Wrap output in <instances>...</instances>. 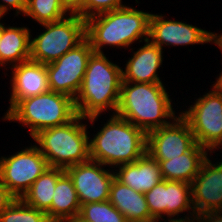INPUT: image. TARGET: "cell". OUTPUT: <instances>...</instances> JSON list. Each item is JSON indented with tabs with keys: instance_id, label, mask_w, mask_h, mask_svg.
Instances as JSON below:
<instances>
[{
	"instance_id": "1",
	"label": "cell",
	"mask_w": 222,
	"mask_h": 222,
	"mask_svg": "<svg viewBox=\"0 0 222 222\" xmlns=\"http://www.w3.org/2000/svg\"><path fill=\"white\" fill-rule=\"evenodd\" d=\"M164 84L122 82L115 114L146 134L168 125L180 112L173 108L176 103L172 102Z\"/></svg>"
},
{
	"instance_id": "2",
	"label": "cell",
	"mask_w": 222,
	"mask_h": 222,
	"mask_svg": "<svg viewBox=\"0 0 222 222\" xmlns=\"http://www.w3.org/2000/svg\"><path fill=\"white\" fill-rule=\"evenodd\" d=\"M150 15L132 5L92 16L85 20L86 39L96 53L108 46L129 50L136 41L149 39Z\"/></svg>"
},
{
	"instance_id": "3",
	"label": "cell",
	"mask_w": 222,
	"mask_h": 222,
	"mask_svg": "<svg viewBox=\"0 0 222 222\" xmlns=\"http://www.w3.org/2000/svg\"><path fill=\"white\" fill-rule=\"evenodd\" d=\"M104 53L93 52L76 96L77 114L88 118L108 112L115 114L120 99L122 67ZM111 111V112H109Z\"/></svg>"
},
{
	"instance_id": "4",
	"label": "cell",
	"mask_w": 222,
	"mask_h": 222,
	"mask_svg": "<svg viewBox=\"0 0 222 222\" xmlns=\"http://www.w3.org/2000/svg\"><path fill=\"white\" fill-rule=\"evenodd\" d=\"M102 127L89 137L90 160L115 168L133 163L146 153L147 134L126 119L109 114Z\"/></svg>"
},
{
	"instance_id": "5",
	"label": "cell",
	"mask_w": 222,
	"mask_h": 222,
	"mask_svg": "<svg viewBox=\"0 0 222 222\" xmlns=\"http://www.w3.org/2000/svg\"><path fill=\"white\" fill-rule=\"evenodd\" d=\"M101 116L85 118L77 115L64 125L39 131L32 137L33 142L50 167L66 170L76 164L87 162L90 160L89 135L91 134L88 129L90 126L95 128L93 125Z\"/></svg>"
},
{
	"instance_id": "6",
	"label": "cell",
	"mask_w": 222,
	"mask_h": 222,
	"mask_svg": "<svg viewBox=\"0 0 222 222\" xmlns=\"http://www.w3.org/2000/svg\"><path fill=\"white\" fill-rule=\"evenodd\" d=\"M75 100L70 96L48 91L20 100L5 116L4 121L28 128L32 138L39 131L64 125L77 116Z\"/></svg>"
},
{
	"instance_id": "7",
	"label": "cell",
	"mask_w": 222,
	"mask_h": 222,
	"mask_svg": "<svg viewBox=\"0 0 222 222\" xmlns=\"http://www.w3.org/2000/svg\"><path fill=\"white\" fill-rule=\"evenodd\" d=\"M38 34H31L30 59L42 64L58 60L85 38V20L78 14H69L60 21L40 24Z\"/></svg>"
},
{
	"instance_id": "8",
	"label": "cell",
	"mask_w": 222,
	"mask_h": 222,
	"mask_svg": "<svg viewBox=\"0 0 222 222\" xmlns=\"http://www.w3.org/2000/svg\"><path fill=\"white\" fill-rule=\"evenodd\" d=\"M210 87L208 92L195 97L187 109L178 111L188 122L196 143L216 153L222 150V92Z\"/></svg>"
},
{
	"instance_id": "9",
	"label": "cell",
	"mask_w": 222,
	"mask_h": 222,
	"mask_svg": "<svg viewBox=\"0 0 222 222\" xmlns=\"http://www.w3.org/2000/svg\"><path fill=\"white\" fill-rule=\"evenodd\" d=\"M29 145L7 157H0V181L16 198H22L33 182L50 167L38 147L34 143Z\"/></svg>"
},
{
	"instance_id": "10",
	"label": "cell",
	"mask_w": 222,
	"mask_h": 222,
	"mask_svg": "<svg viewBox=\"0 0 222 222\" xmlns=\"http://www.w3.org/2000/svg\"><path fill=\"white\" fill-rule=\"evenodd\" d=\"M93 52L89 41L85 38L58 60L46 64L50 91L63 93L75 99Z\"/></svg>"
},
{
	"instance_id": "11",
	"label": "cell",
	"mask_w": 222,
	"mask_h": 222,
	"mask_svg": "<svg viewBox=\"0 0 222 222\" xmlns=\"http://www.w3.org/2000/svg\"><path fill=\"white\" fill-rule=\"evenodd\" d=\"M167 19V20H166ZM213 32L186 23L170 19L161 13H152L149 19V40L163 49L165 46L212 45Z\"/></svg>"
},
{
	"instance_id": "12",
	"label": "cell",
	"mask_w": 222,
	"mask_h": 222,
	"mask_svg": "<svg viewBox=\"0 0 222 222\" xmlns=\"http://www.w3.org/2000/svg\"><path fill=\"white\" fill-rule=\"evenodd\" d=\"M196 144L188 122L179 114L168 125L147 133L146 152L157 162L171 160Z\"/></svg>"
},
{
	"instance_id": "13",
	"label": "cell",
	"mask_w": 222,
	"mask_h": 222,
	"mask_svg": "<svg viewBox=\"0 0 222 222\" xmlns=\"http://www.w3.org/2000/svg\"><path fill=\"white\" fill-rule=\"evenodd\" d=\"M65 171L72 178L81 205L109 200L110 186L115 177L113 168L89 160Z\"/></svg>"
},
{
	"instance_id": "14",
	"label": "cell",
	"mask_w": 222,
	"mask_h": 222,
	"mask_svg": "<svg viewBox=\"0 0 222 222\" xmlns=\"http://www.w3.org/2000/svg\"><path fill=\"white\" fill-rule=\"evenodd\" d=\"M215 154L217 158H213V153H210L203 161L199 173L191 183L196 216L208 211H222V158H218L222 154Z\"/></svg>"
},
{
	"instance_id": "15",
	"label": "cell",
	"mask_w": 222,
	"mask_h": 222,
	"mask_svg": "<svg viewBox=\"0 0 222 222\" xmlns=\"http://www.w3.org/2000/svg\"><path fill=\"white\" fill-rule=\"evenodd\" d=\"M9 106L4 116L22 99L50 91L46 65L31 59L11 66Z\"/></svg>"
},
{
	"instance_id": "16",
	"label": "cell",
	"mask_w": 222,
	"mask_h": 222,
	"mask_svg": "<svg viewBox=\"0 0 222 222\" xmlns=\"http://www.w3.org/2000/svg\"><path fill=\"white\" fill-rule=\"evenodd\" d=\"M142 45L138 49L130 48L133 54L130 53L131 57L122 68V82L164 83L158 75L163 64L164 49L154 45L149 39Z\"/></svg>"
},
{
	"instance_id": "17",
	"label": "cell",
	"mask_w": 222,
	"mask_h": 222,
	"mask_svg": "<svg viewBox=\"0 0 222 222\" xmlns=\"http://www.w3.org/2000/svg\"><path fill=\"white\" fill-rule=\"evenodd\" d=\"M113 170L118 181L143 194L163 180L159 163L147 152L133 163L116 166Z\"/></svg>"
},
{
	"instance_id": "18",
	"label": "cell",
	"mask_w": 222,
	"mask_h": 222,
	"mask_svg": "<svg viewBox=\"0 0 222 222\" xmlns=\"http://www.w3.org/2000/svg\"><path fill=\"white\" fill-rule=\"evenodd\" d=\"M31 31L27 25L17 27L1 22L0 69L4 67L5 71L30 59Z\"/></svg>"
},
{
	"instance_id": "19",
	"label": "cell",
	"mask_w": 222,
	"mask_h": 222,
	"mask_svg": "<svg viewBox=\"0 0 222 222\" xmlns=\"http://www.w3.org/2000/svg\"><path fill=\"white\" fill-rule=\"evenodd\" d=\"M108 201L128 222H157L150 214L145 195L122 184L115 177L110 186Z\"/></svg>"
},
{
	"instance_id": "20",
	"label": "cell",
	"mask_w": 222,
	"mask_h": 222,
	"mask_svg": "<svg viewBox=\"0 0 222 222\" xmlns=\"http://www.w3.org/2000/svg\"><path fill=\"white\" fill-rule=\"evenodd\" d=\"M210 152L196 143L188 152L171 160L158 161L163 180L192 183Z\"/></svg>"
},
{
	"instance_id": "21",
	"label": "cell",
	"mask_w": 222,
	"mask_h": 222,
	"mask_svg": "<svg viewBox=\"0 0 222 222\" xmlns=\"http://www.w3.org/2000/svg\"><path fill=\"white\" fill-rule=\"evenodd\" d=\"M80 207L72 178L65 171L56 182L47 218L50 222H67L79 215Z\"/></svg>"
},
{
	"instance_id": "22",
	"label": "cell",
	"mask_w": 222,
	"mask_h": 222,
	"mask_svg": "<svg viewBox=\"0 0 222 222\" xmlns=\"http://www.w3.org/2000/svg\"><path fill=\"white\" fill-rule=\"evenodd\" d=\"M64 172L61 168H47L21 199L31 207L46 213L51 207L56 182Z\"/></svg>"
},
{
	"instance_id": "23",
	"label": "cell",
	"mask_w": 222,
	"mask_h": 222,
	"mask_svg": "<svg viewBox=\"0 0 222 222\" xmlns=\"http://www.w3.org/2000/svg\"><path fill=\"white\" fill-rule=\"evenodd\" d=\"M191 216H196L192 204L191 184L166 180V218Z\"/></svg>"
},
{
	"instance_id": "24",
	"label": "cell",
	"mask_w": 222,
	"mask_h": 222,
	"mask_svg": "<svg viewBox=\"0 0 222 222\" xmlns=\"http://www.w3.org/2000/svg\"><path fill=\"white\" fill-rule=\"evenodd\" d=\"M69 13L61 0H27V7L23 17H29L38 25L60 21Z\"/></svg>"
},
{
	"instance_id": "25",
	"label": "cell",
	"mask_w": 222,
	"mask_h": 222,
	"mask_svg": "<svg viewBox=\"0 0 222 222\" xmlns=\"http://www.w3.org/2000/svg\"><path fill=\"white\" fill-rule=\"evenodd\" d=\"M78 216L88 222H128L109 201L82 204Z\"/></svg>"
},
{
	"instance_id": "26",
	"label": "cell",
	"mask_w": 222,
	"mask_h": 222,
	"mask_svg": "<svg viewBox=\"0 0 222 222\" xmlns=\"http://www.w3.org/2000/svg\"><path fill=\"white\" fill-rule=\"evenodd\" d=\"M0 222H50L45 212L26 204L21 198L15 201L4 211Z\"/></svg>"
},
{
	"instance_id": "27",
	"label": "cell",
	"mask_w": 222,
	"mask_h": 222,
	"mask_svg": "<svg viewBox=\"0 0 222 222\" xmlns=\"http://www.w3.org/2000/svg\"><path fill=\"white\" fill-rule=\"evenodd\" d=\"M151 216L156 220L166 219V180L160 181L144 193Z\"/></svg>"
},
{
	"instance_id": "28",
	"label": "cell",
	"mask_w": 222,
	"mask_h": 222,
	"mask_svg": "<svg viewBox=\"0 0 222 222\" xmlns=\"http://www.w3.org/2000/svg\"><path fill=\"white\" fill-rule=\"evenodd\" d=\"M122 0H85V7L78 14L84 20L112 10L120 9L126 7Z\"/></svg>"
},
{
	"instance_id": "29",
	"label": "cell",
	"mask_w": 222,
	"mask_h": 222,
	"mask_svg": "<svg viewBox=\"0 0 222 222\" xmlns=\"http://www.w3.org/2000/svg\"><path fill=\"white\" fill-rule=\"evenodd\" d=\"M26 7L27 0H0V18H4L11 10L15 11V16H23Z\"/></svg>"
},
{
	"instance_id": "30",
	"label": "cell",
	"mask_w": 222,
	"mask_h": 222,
	"mask_svg": "<svg viewBox=\"0 0 222 222\" xmlns=\"http://www.w3.org/2000/svg\"><path fill=\"white\" fill-rule=\"evenodd\" d=\"M15 199L16 197L0 181V217Z\"/></svg>"
},
{
	"instance_id": "31",
	"label": "cell",
	"mask_w": 222,
	"mask_h": 222,
	"mask_svg": "<svg viewBox=\"0 0 222 222\" xmlns=\"http://www.w3.org/2000/svg\"><path fill=\"white\" fill-rule=\"evenodd\" d=\"M69 14H79L85 7V0H61Z\"/></svg>"
},
{
	"instance_id": "32",
	"label": "cell",
	"mask_w": 222,
	"mask_h": 222,
	"mask_svg": "<svg viewBox=\"0 0 222 222\" xmlns=\"http://www.w3.org/2000/svg\"><path fill=\"white\" fill-rule=\"evenodd\" d=\"M197 217L198 222H222V211H208Z\"/></svg>"
},
{
	"instance_id": "33",
	"label": "cell",
	"mask_w": 222,
	"mask_h": 222,
	"mask_svg": "<svg viewBox=\"0 0 222 222\" xmlns=\"http://www.w3.org/2000/svg\"><path fill=\"white\" fill-rule=\"evenodd\" d=\"M157 222H198L197 216H191L188 218H165L162 220H159Z\"/></svg>"
},
{
	"instance_id": "34",
	"label": "cell",
	"mask_w": 222,
	"mask_h": 222,
	"mask_svg": "<svg viewBox=\"0 0 222 222\" xmlns=\"http://www.w3.org/2000/svg\"><path fill=\"white\" fill-rule=\"evenodd\" d=\"M212 44H215L220 49V53L222 54V33L213 32L212 34Z\"/></svg>"
},
{
	"instance_id": "35",
	"label": "cell",
	"mask_w": 222,
	"mask_h": 222,
	"mask_svg": "<svg viewBox=\"0 0 222 222\" xmlns=\"http://www.w3.org/2000/svg\"><path fill=\"white\" fill-rule=\"evenodd\" d=\"M213 86L218 90L222 92V71L219 73V76L217 74L215 81L212 82Z\"/></svg>"
},
{
	"instance_id": "36",
	"label": "cell",
	"mask_w": 222,
	"mask_h": 222,
	"mask_svg": "<svg viewBox=\"0 0 222 222\" xmlns=\"http://www.w3.org/2000/svg\"><path fill=\"white\" fill-rule=\"evenodd\" d=\"M67 222H88V221L82 220L79 216H77L74 219H71Z\"/></svg>"
},
{
	"instance_id": "37",
	"label": "cell",
	"mask_w": 222,
	"mask_h": 222,
	"mask_svg": "<svg viewBox=\"0 0 222 222\" xmlns=\"http://www.w3.org/2000/svg\"><path fill=\"white\" fill-rule=\"evenodd\" d=\"M1 19L3 21L4 18H0V41H1Z\"/></svg>"
}]
</instances>
